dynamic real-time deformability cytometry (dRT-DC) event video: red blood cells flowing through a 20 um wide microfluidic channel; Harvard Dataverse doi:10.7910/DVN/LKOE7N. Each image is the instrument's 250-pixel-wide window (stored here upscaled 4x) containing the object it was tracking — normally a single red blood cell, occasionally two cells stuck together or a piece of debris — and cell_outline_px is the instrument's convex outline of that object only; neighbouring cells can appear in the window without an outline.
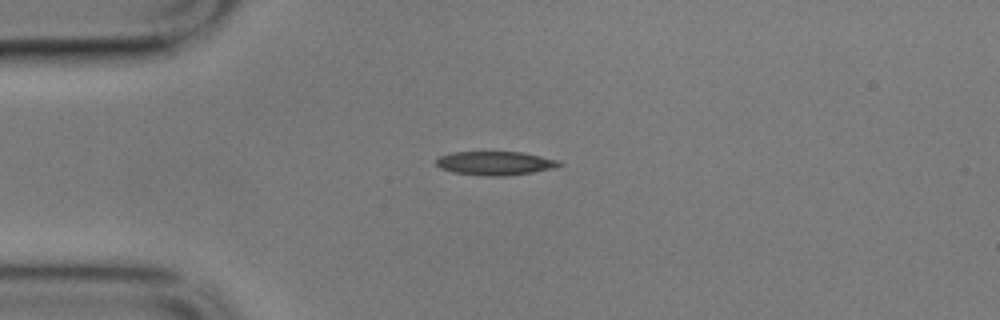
{"species": "common noctule bat (a hibernating species)", "species_latin": "Nyctalus noctula", "temperature_condition": "cold", "stored_images_in_passage": 7, "camera_frame_rate_fps": 3000, "um_per_image_px": 0.085, "animal": {"sex": "male", "body_mass_g": 17.9}, "frame": {"image": 1, "passage_image": 1, "time_ms": 0.0, "image_size_px": [1000, 320], "cell_outline_px": [[564, 164], [556, 168], [508, 176], [488, 176], [452, 172], [440, 168], [436, 164], [436, 160], [440, 156], [452, 152], [520, 152], [560, 160]], "centroid_in_image_um": [42.12, 13.88], "position_along_channel_um": 42.9, "area_um2": 17.11}}
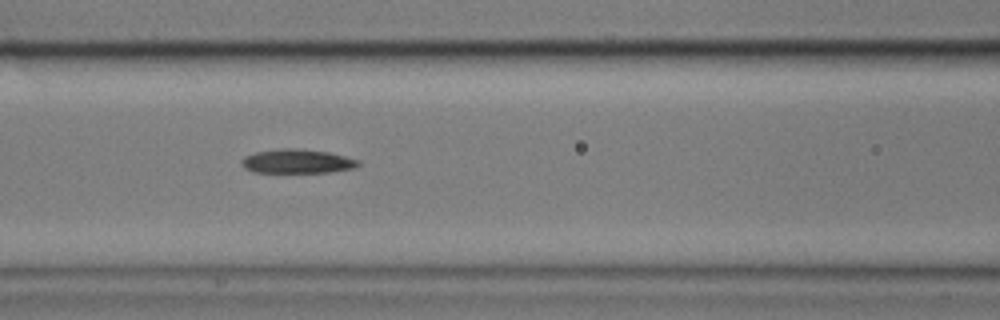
{"frame": {"image": 2, "passage_image": 4, "time_ms": 1.0, "image_size_px": [1000, 320], "cell_outline_px": [[360, 164], [356, 168], [328, 172], [252, 172], [244, 168], [240, 164], [240, 160], [244, 156], [256, 152], [280, 148], [296, 148], [328, 152], [360, 160]], "centroid_in_image_um": [25.23, 13.71], "position_along_channel_um": 141.4, "area_um2": 16.47}}
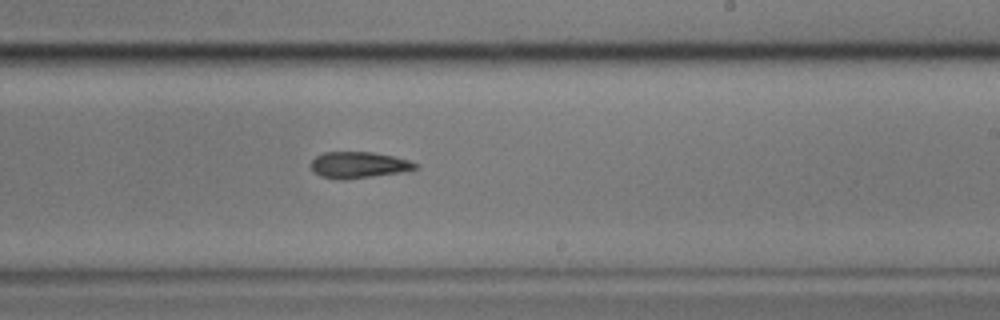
{"frame": {"image": 3, "passage_image": 7, "time_ms": 2.0, "image_size_px": [1000, 320], "cell_outline_px": [[420, 168], [400, 172], [344, 180], [340, 180], [320, 176], [312, 172], [308, 164], [316, 156], [324, 152], [372, 152], [392, 156], [408, 160], [420, 164]], "centroid_in_image_um": [30.44, 14.02], "position_along_channel_um": 258.6, "area_um2": 16.18}}